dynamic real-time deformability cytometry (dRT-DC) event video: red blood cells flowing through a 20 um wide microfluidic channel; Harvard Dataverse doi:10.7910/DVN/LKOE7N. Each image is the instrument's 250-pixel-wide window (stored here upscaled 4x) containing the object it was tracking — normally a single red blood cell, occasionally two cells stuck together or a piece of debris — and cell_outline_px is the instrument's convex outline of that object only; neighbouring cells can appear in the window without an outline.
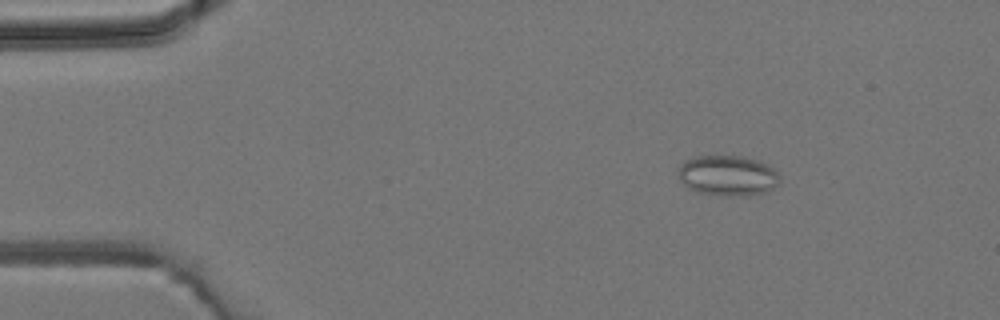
{"species": "common noctule bat (a hibernating species)", "species_latin": "Nyctalus noctula", "temperature_condition": "room temperature", "stored_images_in_passage": 3, "camera_frame_rate_fps": 3000, "um_per_image_px": 0.085, "animal": {"sex": "male", "body_mass_g": 19.2, "forearm_length_mm": 51.8}, "frame": {"image": 1, "passage_image": 1, "time_ms": 0.0, "image_size_px": [1000, 320], "cell_outline_px": [[780, 184], [772, 188], [748, 196], [720, 196], [696, 192], [688, 188], [680, 180], [680, 164], [684, 160], [696, 156], [744, 156], [760, 160], [772, 168], [780, 176]], "centroid_in_image_um": [61.86, 14.92], "position_along_channel_um": 23.1, "area_um2": 24.04}}